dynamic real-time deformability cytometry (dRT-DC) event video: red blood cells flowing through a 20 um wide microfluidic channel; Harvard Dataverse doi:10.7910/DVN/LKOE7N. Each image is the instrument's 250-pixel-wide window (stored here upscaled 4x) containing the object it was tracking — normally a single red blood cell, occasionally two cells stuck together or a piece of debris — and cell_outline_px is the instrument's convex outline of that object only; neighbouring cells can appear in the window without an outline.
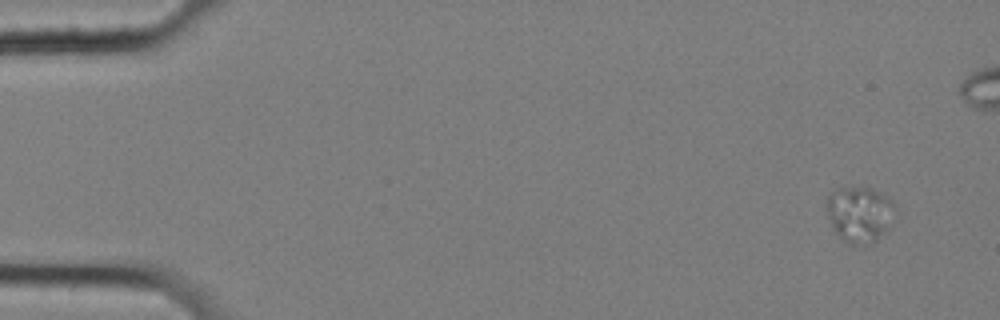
{"species": "common noctule bat (a hibernating species)", "species_latin": "Nyctalus noctula", "temperature_condition": "cold", "stored_images_in_passage": 57, "camera_frame_rate_fps": 3000, "um_per_image_px": 0.085, "animal": {"sex": "female", "body_mass_g": 25.1}, "frame": {"image": 1, "passage_image": 1, "time_ms": 0.0, "image_size_px": [1000, 320], "cell_outline_px": [[896, 208], [884, 228], [876, 240], [852, 244], [848, 244], [836, 232], [832, 224], [828, 212], [828, 196], [832, 192], [840, 188], [860, 184], [872, 188], [892, 200]], "centroid_in_image_um": [73.04, 18.11], "position_along_channel_um": 12.0, "area_um2": 21.44}}
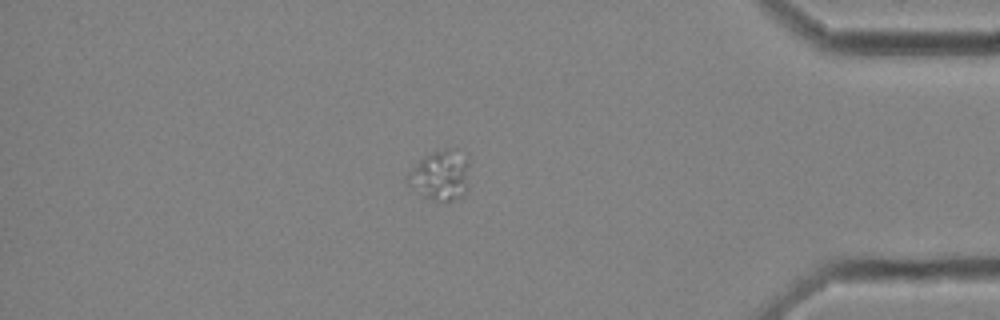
{"frame": {"image": 2, "passage_image": 48, "time_ms": 15.667, "image_size_px": [1000, 320], "cell_outline_px": [[468, 188], [464, 196], [452, 200], [436, 200], [424, 196], [412, 188], [404, 180], [408, 172], [420, 160], [432, 152], [456, 148], [468, 152]], "centroid_in_image_um": [37.48, 14.88], "position_along_channel_um": 397.7, "area_um2": 18.26}}
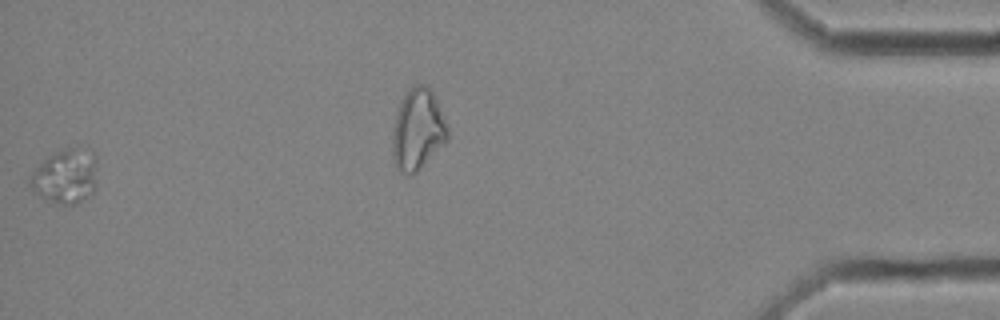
{"frame": {"image": 3, "passage_image": 56, "time_ms": 18.333, "image_size_px": [1000, 320], "cell_outline_px": [[96, 180], [92, 192], [88, 196], [76, 204], [56, 204], [44, 200], [36, 196], [32, 192], [28, 184], [28, 180], [32, 172], [48, 156], [60, 148], [76, 148], [92, 152], [96, 156]], "centroid_in_image_um": [5.51, 15.01], "position_along_channel_um": 429.7, "area_um2": 21.68}}